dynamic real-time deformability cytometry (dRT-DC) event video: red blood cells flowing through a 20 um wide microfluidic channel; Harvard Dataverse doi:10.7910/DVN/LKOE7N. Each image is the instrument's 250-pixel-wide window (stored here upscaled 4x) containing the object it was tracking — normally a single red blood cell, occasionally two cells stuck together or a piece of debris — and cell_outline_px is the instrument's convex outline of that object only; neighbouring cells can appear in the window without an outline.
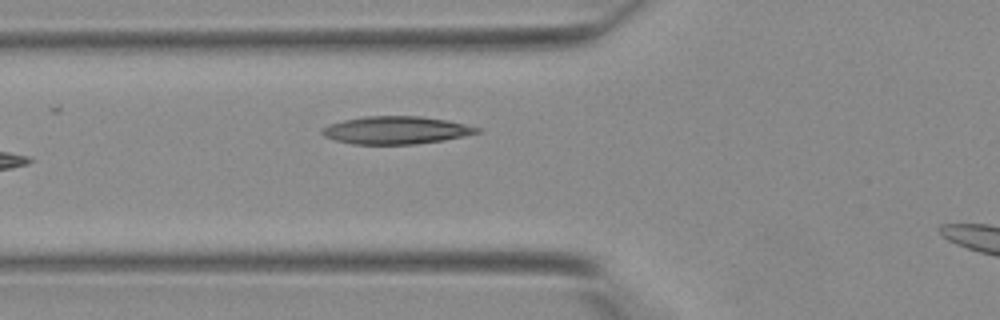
{"species": "Egyptian fruit bat (a non-hibernating species)", "species_latin": "Rousettus aegyptiacus", "temperature_condition": "warm", "stored_images_in_passage": 27, "camera_frame_rate_fps": 3000, "um_per_image_px": 0.085, "animal": {"sex": "female"}, "frame": {"image": 1, "passage_image": 5, "time_ms": 1.333, "image_size_px": [1000, 320], "cell_outline_px": [[480, 132], [464, 136], [444, 140], [416, 144], [352, 144], [336, 140], [324, 136], [320, 132], [320, 128], [328, 124], [344, 120], [364, 116], [420, 116], [448, 120], [480, 128]], "centroid_in_image_um": [33.63, 11.06], "position_along_channel_um": 92.2, "area_um2": 25.09}}
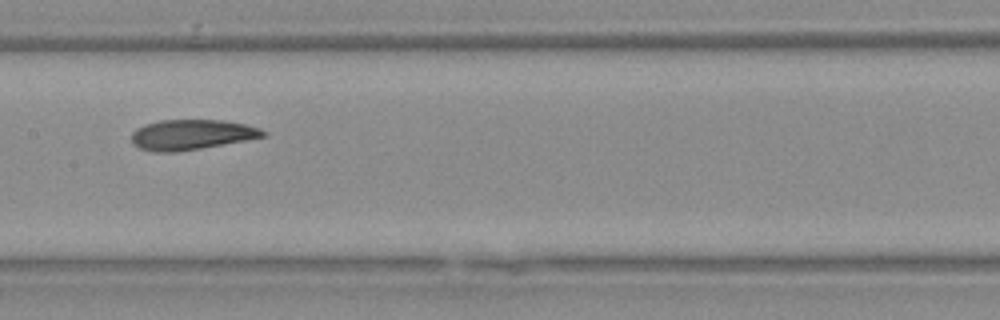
{"frame": {"image": 2, "passage_image": 11, "time_ms": 3.333, "image_size_px": [1000, 320], "cell_outline_px": [[268, 136], [200, 148], [176, 152], [156, 152], [140, 148], [132, 144], [132, 132], [136, 128], [144, 124], [160, 120], [224, 120], [244, 124], [260, 128], [268, 132]], "centroid_in_image_um": [16.28, 11.44], "position_along_channel_um": 191.1, "area_um2": 23.18}}
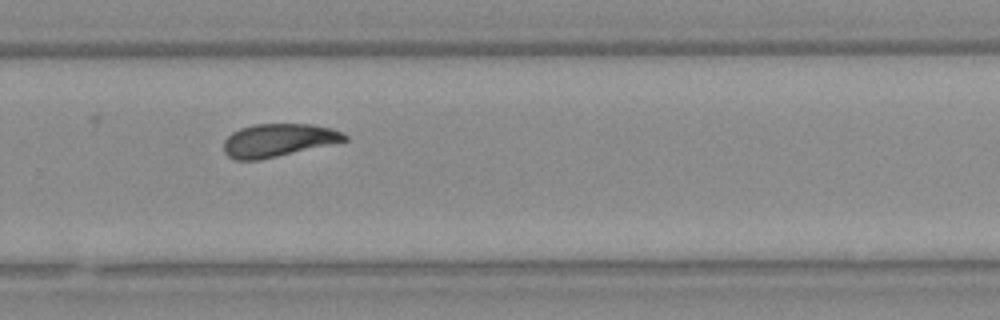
{"frame": {"image": 3, "passage_image": 18, "time_ms": 5.667, "image_size_px": [1000, 320], "cell_outline_px": [[348, 140], [260, 160], [236, 160], [228, 156], [224, 152], [224, 140], [232, 132], [240, 128], [256, 124], [312, 124], [332, 128], [348, 136]], "centroid_in_image_um": [23.63, 11.92], "position_along_channel_um": 306.2, "area_um2": 23.12}}